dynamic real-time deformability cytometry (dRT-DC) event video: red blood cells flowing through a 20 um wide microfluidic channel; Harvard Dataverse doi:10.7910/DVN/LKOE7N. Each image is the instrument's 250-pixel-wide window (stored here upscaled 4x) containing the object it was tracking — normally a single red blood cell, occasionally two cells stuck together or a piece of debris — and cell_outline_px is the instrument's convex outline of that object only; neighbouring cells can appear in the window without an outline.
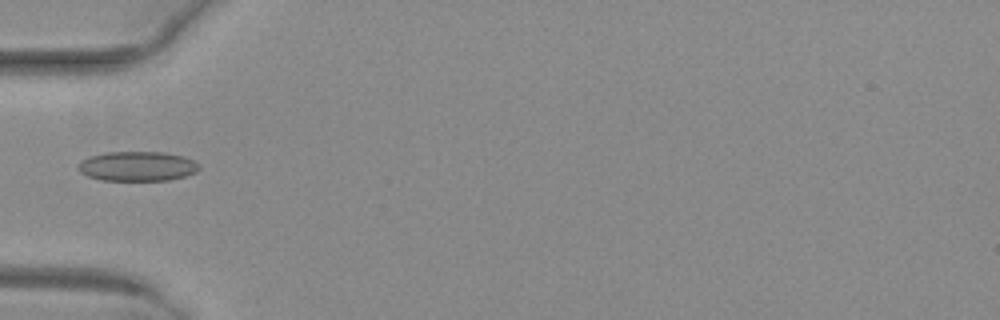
{"species": "common noctule bat (a hibernating species)", "species_latin": "Nyctalus noctula", "temperature_condition": "warm", "stored_images_in_passage": 34, "camera_frame_rate_fps": 3000, "um_per_image_px": 0.085, "animal": {"sex": "female", "body_mass_g": 29.2, "forearm_length_mm": 56.3}, "frame": {"image": 1, "passage_image": 1, "time_ms": 0.0, "image_size_px": [1000, 320], "cell_outline_px": [[200, 168], [196, 172], [184, 176], [168, 180], [100, 180], [88, 176], [80, 172], [76, 168], [80, 160], [88, 156], [104, 152], [164, 152], [184, 156], [200, 164]], "centroid_in_image_um": [11.64, 14.12], "position_along_channel_um": 73.4, "area_um2": 21.1}}
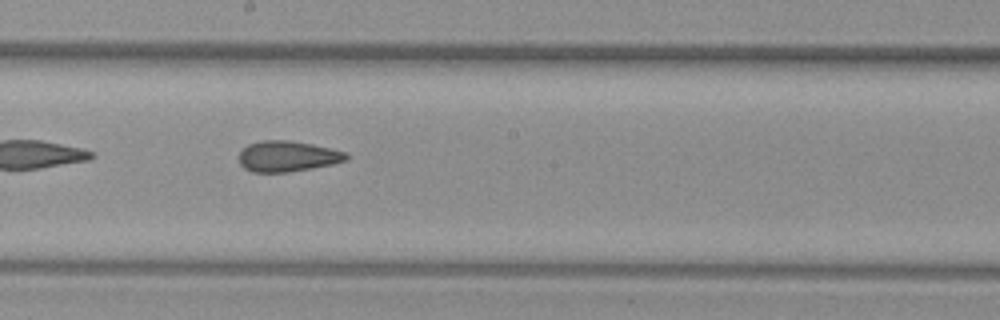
{"frame": {"image": 2, "passage_image": 12, "time_ms": 3.667, "image_size_px": [1000, 320], "cell_outline_px": [[348, 160], [332, 164], [312, 168], [288, 172], [252, 172], [244, 168], [240, 164], [240, 152], [248, 144], [260, 140], [288, 140], [312, 144], [344, 152], [348, 156]], "centroid_in_image_um": [24.41, 13.28], "position_along_channel_um": 223.8, "area_um2": 19.07}}
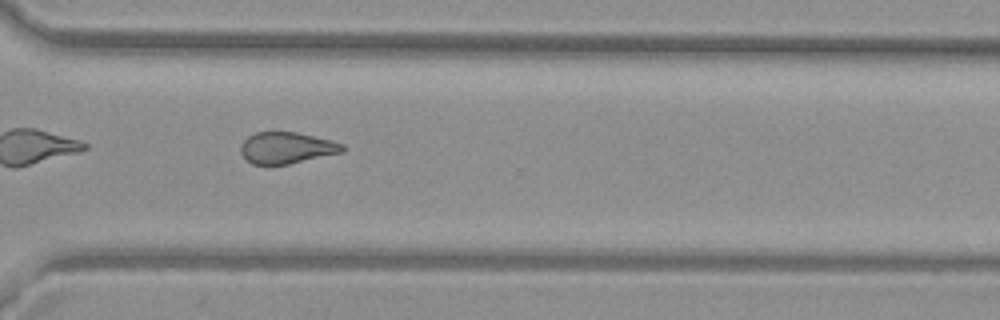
{"frame": {"image": 3, "passage_image": 21, "time_ms": 6.667, "image_size_px": [1000, 320], "cell_outline_px": [[348, 148], [344, 152], [288, 164], [268, 168], [252, 164], [240, 152], [240, 144], [248, 136], [256, 132], [296, 132], [332, 140], [344, 144]], "centroid_in_image_um": [24.36, 12.6], "position_along_channel_um": 346.2, "area_um2": 19.25}, "authors_computed_cell_mechanics": {"area_um2": 19.6231, "velocity_mm_per_s": 4.0852, "shape_relaxation_time_tau1_ms": null, "shape_relaxation_time_tau2_ms": 1.9013, "deformation_change_tau1": null, "deformation_change_tau2": 0.0882}}